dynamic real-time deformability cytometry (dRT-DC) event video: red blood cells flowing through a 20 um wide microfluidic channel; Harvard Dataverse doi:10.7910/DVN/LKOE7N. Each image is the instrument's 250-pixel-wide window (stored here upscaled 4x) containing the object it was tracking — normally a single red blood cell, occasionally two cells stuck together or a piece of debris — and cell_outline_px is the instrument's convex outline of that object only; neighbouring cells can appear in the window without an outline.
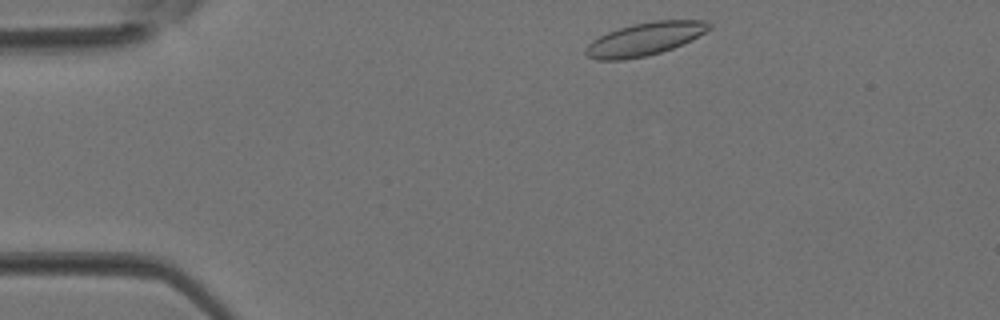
{"species": "Egyptian fruit bat (a non-hibernating species)", "species_latin": "Rousettus aegyptiacus", "temperature_condition": "room temperature", "stored_images_in_passage": 2, "camera_frame_rate_fps": 3000, "um_per_image_px": 0.085, "animal": {"sex": "female"}, "frame": {"image": 1, "passage_image": 1, "time_ms": 0.0, "image_size_px": [1000, 320], "cell_outline_px": [[712, 28], [672, 48], [660, 52], [644, 56], [624, 60], [596, 60], [588, 56], [584, 52], [584, 48], [592, 40], [608, 32], [632, 24], [652, 20], [704, 20], [712, 24]], "centroid_in_image_um": [54.76, 3.31], "position_along_channel_um": 30.2, "area_um2": 23.47}}